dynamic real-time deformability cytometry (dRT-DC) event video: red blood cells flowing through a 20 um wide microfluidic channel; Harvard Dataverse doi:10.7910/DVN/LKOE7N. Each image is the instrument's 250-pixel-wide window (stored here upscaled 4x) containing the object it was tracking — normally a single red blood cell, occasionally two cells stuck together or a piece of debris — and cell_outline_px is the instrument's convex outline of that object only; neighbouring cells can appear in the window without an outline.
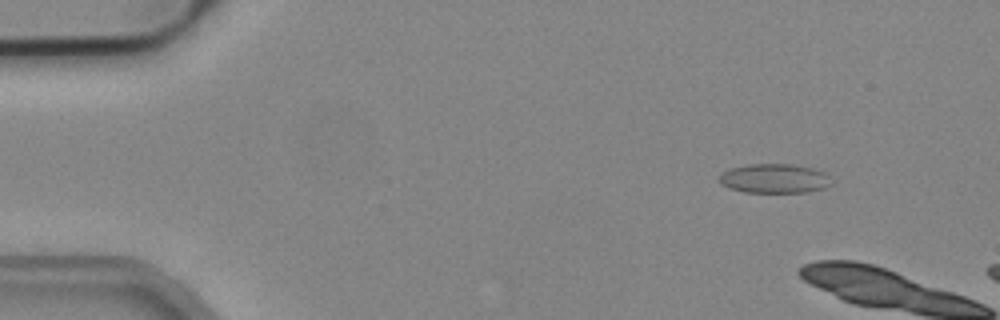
{"species": "common noctule bat (a hibernating species)", "species_latin": "Nyctalus noctula", "temperature_condition": "cold", "stored_images_in_passage": 9, "camera_frame_rate_fps": 3000, "um_per_image_px": 0.085, "animal": {"sex": "male", "body_mass_g": 19.2, "forearm_length_mm": 51.8}, "frame": {"image": 1, "passage_image": 6, "time_ms": 1.667, "image_size_px": [1000, 320], "cell_outline_px": [[832, 184], [824, 188], [808, 192], [744, 192], [728, 188], [720, 184], [720, 172], [728, 168], [748, 164], [792, 164], [812, 168], [824, 172], [828, 176]], "centroid_in_image_um": [65.78, 15.17], "position_along_channel_um": 19.2, "area_um2": 19.31}}